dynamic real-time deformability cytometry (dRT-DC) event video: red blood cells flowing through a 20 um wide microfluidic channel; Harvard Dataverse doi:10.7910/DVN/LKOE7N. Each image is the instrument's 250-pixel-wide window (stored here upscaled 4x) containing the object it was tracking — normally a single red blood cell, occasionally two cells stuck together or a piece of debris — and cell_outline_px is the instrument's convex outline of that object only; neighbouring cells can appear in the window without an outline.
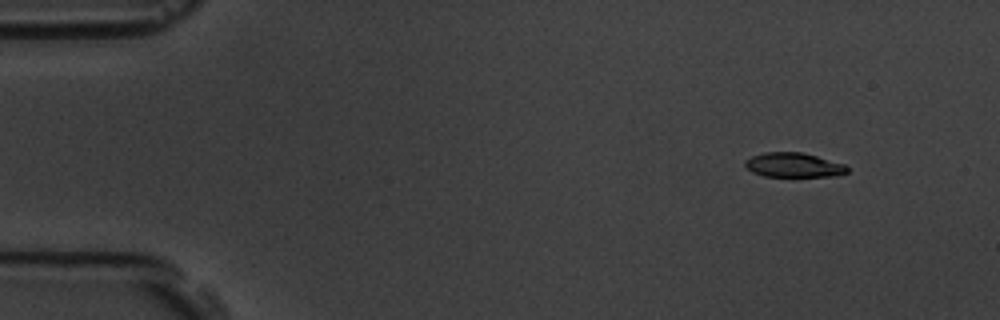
{"species": "common noctule bat (a hibernating species)", "species_latin": "Nyctalus noctula", "temperature_condition": "room temperature", "stored_images_in_passage": 6, "segment_of_instrument_passage": [1, 2], "camera_frame_rate_fps": 3000, "um_per_image_px": 0.085, "animal": {"sex": "male", "body_mass_g": 19.5, "forearm_length_mm": 54.6}, "frame": {"image": 1, "passage_image": 2, "time_ms": 1.0, "image_size_px": [1000, 320], "cell_outline_px": [[848, 172], [832, 176], [764, 176], [752, 172], [744, 168], [744, 160], [752, 156], [764, 152], [804, 152], [844, 164], [848, 168]], "centroid_in_image_um": [67.41, 14.02], "position_along_channel_um": 17.6, "area_um2": 14.62}}